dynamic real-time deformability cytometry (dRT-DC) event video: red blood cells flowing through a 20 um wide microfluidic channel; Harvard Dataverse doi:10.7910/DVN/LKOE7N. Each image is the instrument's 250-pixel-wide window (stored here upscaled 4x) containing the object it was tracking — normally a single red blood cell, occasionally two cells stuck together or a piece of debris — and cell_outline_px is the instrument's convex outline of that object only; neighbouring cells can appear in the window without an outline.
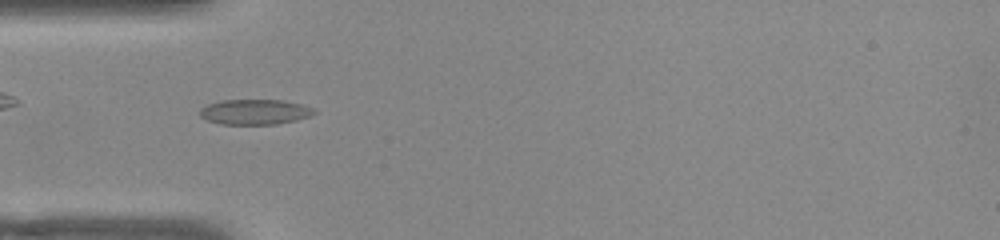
{"species": "common noctule bat (a hibernating species)", "species_latin": "Nyctalus noctula", "temperature_condition": "warm", "stored_images_in_passage": 51, "camera_frame_rate_fps": 3000, "um_per_image_px": 0.085, "animal": {"sex": "female", "body_mass_g": 22.0, "forearm_length_mm": 56.7}, "frame": {"image": 1, "passage_image": 14, "time_ms": 4.333, "image_size_px": [1000, 240], "cell_outline_px": [[316, 112], [308, 116], [296, 120], [276, 124], [220, 124], [208, 120], [200, 116], [200, 108], [208, 104], [224, 100], [280, 100], [300, 104], [312, 108]], "centroid_in_image_um": [21.62, 9.51], "position_along_channel_um": 63.4, "area_um2": 16.53}}
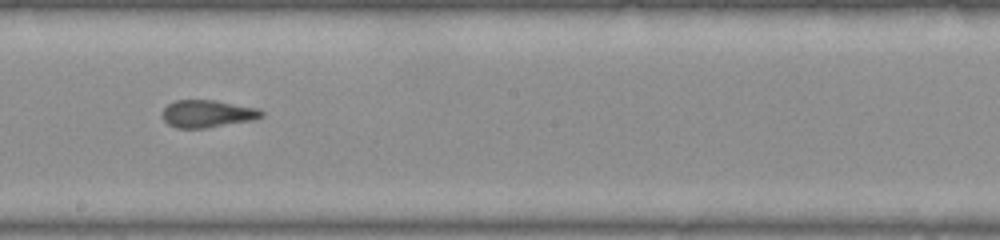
{"frame": {"image": 2, "passage_image": 27, "time_ms": 8.667, "image_size_px": [1000, 240], "cell_outline_px": [[264, 116], [252, 120], [208, 128], [176, 128], [168, 124], [164, 120], [164, 108], [168, 104], [176, 100], [212, 100], [256, 108], [264, 112]], "centroid_in_image_um": [17.63, 9.68], "position_along_channel_um": 230.6, "area_um2": 15.66}}
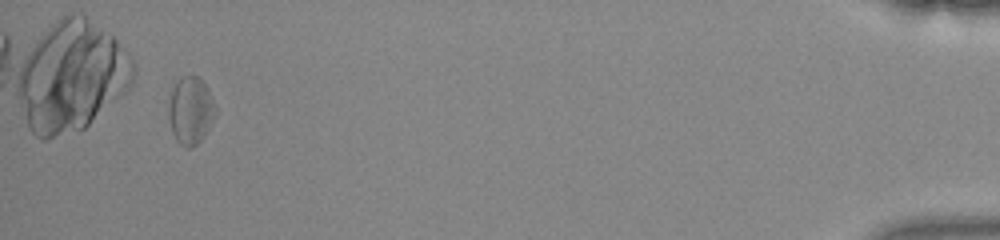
{"frame": {"image": 3, "passage_image": 48, "time_ms": 15.667, "image_size_px": [1000, 240], "cell_outline_px": [[216, 112], [204, 136], [192, 148], [184, 148], [176, 140], [172, 132], [168, 120], [168, 108], [172, 88], [176, 80], [184, 76], [196, 76], [204, 84], [216, 108]], "centroid_in_image_um": [16.15, 9.42], "position_along_channel_um": 419.0, "area_um2": 18.21}, "authors_computed_cell_mechanics": {"area_um2": 16.7042, "velocity_mm_per_s": 3.8637, "shape_relaxation_time_tau1_ms": null, "shape_relaxation_time_tau2_ms": 1.3037, "deformation_change_tau1": null, "deformation_change_tau2": 0.0793}}